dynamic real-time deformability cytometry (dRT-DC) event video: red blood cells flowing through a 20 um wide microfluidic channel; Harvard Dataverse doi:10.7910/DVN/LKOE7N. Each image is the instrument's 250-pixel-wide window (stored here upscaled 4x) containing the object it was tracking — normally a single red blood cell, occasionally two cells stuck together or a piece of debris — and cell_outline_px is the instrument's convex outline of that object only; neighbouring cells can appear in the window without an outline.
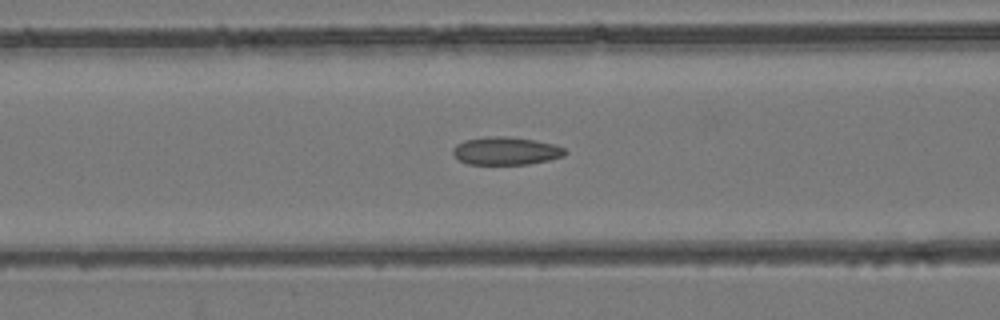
{"species": "common noctule bat (a hibernating species)", "species_latin": "Nyctalus noctula", "temperature_condition": "room temperature", "stored_images_in_passage": 39, "camera_frame_rate_fps": 3000, "um_per_image_px": 0.085, "animal": {"sex": "female", "body_mass_g": 24.6, "forearm_length_mm": 56.2}, "frame": {"image": 1, "passage_image": 8, "time_ms": 2.333, "image_size_px": [1000, 320], "cell_outline_px": [[568, 152], [564, 156], [548, 160], [528, 164], [468, 164], [460, 160], [452, 152], [452, 148], [456, 144], [464, 140], [484, 136], [508, 136], [536, 140], [556, 144], [564, 148]], "centroid_in_image_um": [43.02, 12.81], "position_along_channel_um": 123.6, "area_um2": 18.44}}
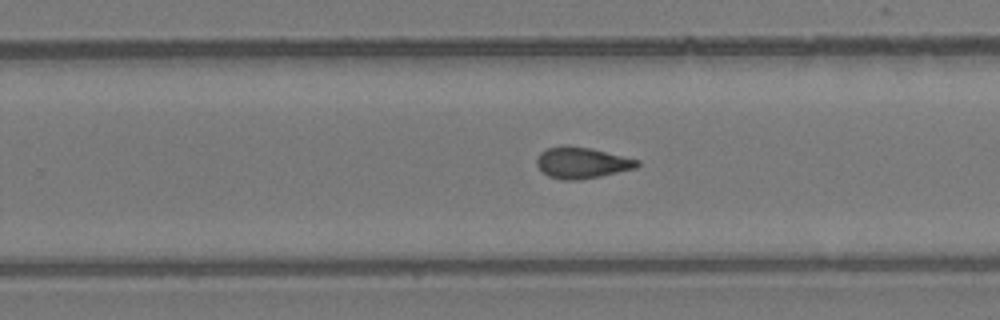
{"frame": {"image": 2, "passage_image": 20, "time_ms": 6.333, "image_size_px": [1000, 320], "cell_outline_px": [[640, 164], [636, 168], [600, 176], [580, 180], [560, 180], [548, 176], [536, 164], [536, 160], [540, 152], [548, 148], [564, 144], [568, 144], [592, 148], [640, 160]], "centroid_in_image_um": [49.45, 13.82], "position_along_channel_um": 280.3, "area_um2": 18.5}}
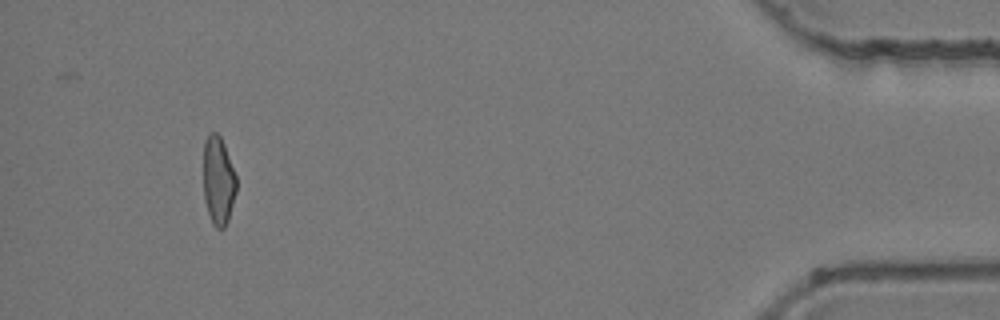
{"frame": {"image": 3, "passage_image": 36, "time_ms": 11.667, "image_size_px": [1000, 320], "cell_outline_px": [[236, 192], [228, 220], [224, 228], [216, 228], [212, 224], [204, 200], [204, 140], [208, 132], [216, 132], [220, 136], [224, 144], [236, 176]], "centroid_in_image_um": [18.55, 15.34], "position_along_channel_um": 416.7, "area_um2": 16.99}, "authors_computed_cell_mechanics": {"area_um2": 18.0914, "velocity_mm_per_s": 3.9265, "shape_relaxation_time_tau1_ms": null, "shape_relaxation_time_tau2_ms": 2.6576, "deformation_change_tau1": null, "deformation_change_tau2": 0.0876}}